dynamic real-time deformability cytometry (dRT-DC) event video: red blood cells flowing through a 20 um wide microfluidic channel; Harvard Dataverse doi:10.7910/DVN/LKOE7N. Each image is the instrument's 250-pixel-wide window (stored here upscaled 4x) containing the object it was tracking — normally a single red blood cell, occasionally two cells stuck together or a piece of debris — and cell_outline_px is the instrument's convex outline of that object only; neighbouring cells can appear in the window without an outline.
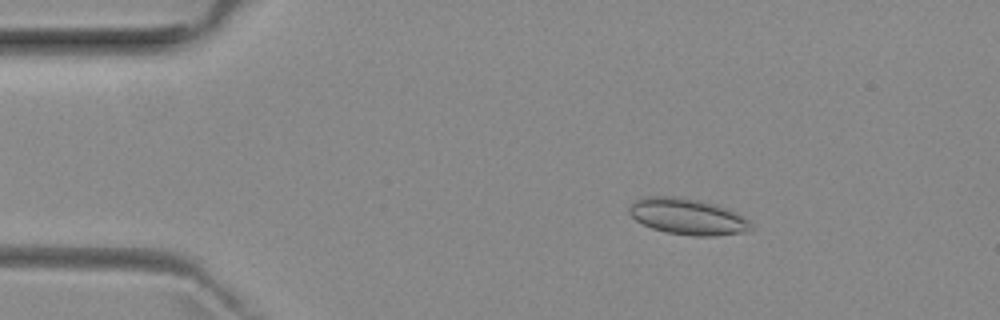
{"species": "common noctule bat (a hibernating species)", "species_latin": "Nyctalus noctula", "temperature_condition": "room temperature", "stored_images_in_passage": 51, "camera_frame_rate_fps": 3000, "um_per_image_px": 0.085, "animal": {"sex": "female", "body_mass_g": 29.2, "forearm_length_mm": 56.3}, "frame": {"image": 1, "passage_image": 8, "time_ms": 2.333, "image_size_px": [1000, 320], "cell_outline_px": [[752, 228], [744, 232], [712, 236], [696, 236], [668, 232], [652, 228], [636, 220], [628, 212], [628, 208], [640, 196], [676, 196], [700, 200], [716, 204], [736, 212], [748, 220], [752, 224]], "centroid_in_image_um": [58.43, 18.39], "position_along_channel_um": 26.6, "area_um2": 25.61}}
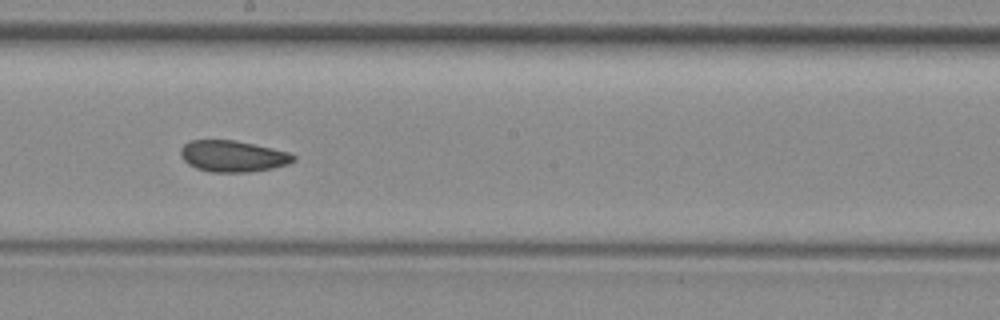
{"frame": {"image": 2, "passage_image": 28, "time_ms": 9.0, "image_size_px": [1000, 320], "cell_outline_px": [[296, 160], [288, 164], [272, 168], [248, 172], [212, 172], [196, 168], [188, 164], [180, 156], [180, 148], [184, 144], [192, 140], [232, 140], [292, 152], [296, 156]], "centroid_in_image_um": [19.8, 13.28], "position_along_channel_um": 228.4, "area_um2": 20.63}}
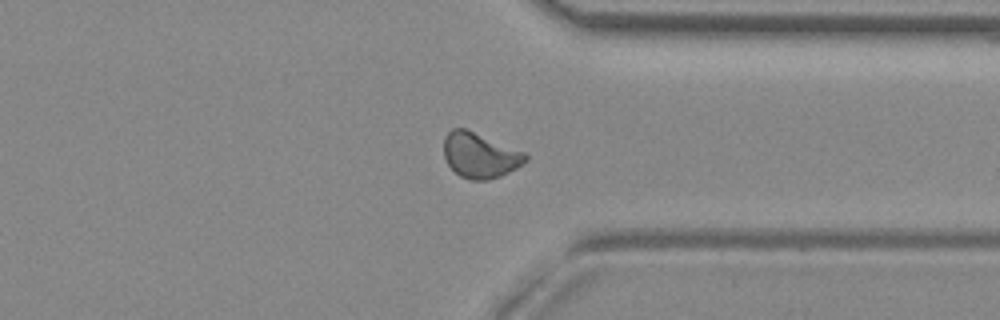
{"frame": {"image": 3, "passage_image": 39, "time_ms": 12.667, "image_size_px": [1000, 320], "cell_outline_px": [[528, 160], [516, 168], [500, 176], [488, 180], [468, 180], [460, 176], [448, 164], [444, 156], [444, 136], [452, 128], [464, 128], [524, 152], [528, 156]], "centroid_in_image_um": [40.78, 13.21], "position_along_channel_um": 370.6, "area_um2": 21.33}, "authors_computed_cell_mechanics": {"area_um2": 21.2704, "velocity_mm_per_s": 3.945, "shape_relaxation_time_tau1_ms": null, "shape_relaxation_time_tau2_ms": 2.8155, "deformation_change_tau1": null, "deformation_change_tau2": 0.0778}}